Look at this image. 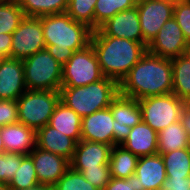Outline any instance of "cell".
<instances>
[{
  "label": "cell",
  "mask_w": 190,
  "mask_h": 190,
  "mask_svg": "<svg viewBox=\"0 0 190 190\" xmlns=\"http://www.w3.org/2000/svg\"><path fill=\"white\" fill-rule=\"evenodd\" d=\"M26 90L23 60L4 58L0 65V99L17 101Z\"/></svg>",
  "instance_id": "e0dca14e"
},
{
  "label": "cell",
  "mask_w": 190,
  "mask_h": 190,
  "mask_svg": "<svg viewBox=\"0 0 190 190\" xmlns=\"http://www.w3.org/2000/svg\"><path fill=\"white\" fill-rule=\"evenodd\" d=\"M173 92L171 59L146 52L119 83L121 95L136 100Z\"/></svg>",
  "instance_id": "6da1fadb"
},
{
  "label": "cell",
  "mask_w": 190,
  "mask_h": 190,
  "mask_svg": "<svg viewBox=\"0 0 190 190\" xmlns=\"http://www.w3.org/2000/svg\"><path fill=\"white\" fill-rule=\"evenodd\" d=\"M82 174L98 190H104L112 178L109 164L99 165V168L86 169Z\"/></svg>",
  "instance_id": "e575fe53"
},
{
  "label": "cell",
  "mask_w": 190,
  "mask_h": 190,
  "mask_svg": "<svg viewBox=\"0 0 190 190\" xmlns=\"http://www.w3.org/2000/svg\"><path fill=\"white\" fill-rule=\"evenodd\" d=\"M112 146L104 143L80 140L75 147L70 167L83 173L86 169L109 164Z\"/></svg>",
  "instance_id": "9a60e30c"
},
{
  "label": "cell",
  "mask_w": 190,
  "mask_h": 190,
  "mask_svg": "<svg viewBox=\"0 0 190 190\" xmlns=\"http://www.w3.org/2000/svg\"><path fill=\"white\" fill-rule=\"evenodd\" d=\"M90 44L103 75L118 83L147 52L143 42L111 36H92Z\"/></svg>",
  "instance_id": "3957f363"
},
{
  "label": "cell",
  "mask_w": 190,
  "mask_h": 190,
  "mask_svg": "<svg viewBox=\"0 0 190 190\" xmlns=\"http://www.w3.org/2000/svg\"><path fill=\"white\" fill-rule=\"evenodd\" d=\"M46 48L40 17H26L12 33L11 58L24 60Z\"/></svg>",
  "instance_id": "9c48e42d"
},
{
  "label": "cell",
  "mask_w": 190,
  "mask_h": 190,
  "mask_svg": "<svg viewBox=\"0 0 190 190\" xmlns=\"http://www.w3.org/2000/svg\"><path fill=\"white\" fill-rule=\"evenodd\" d=\"M26 190H53V189L49 186L38 184V185H36L30 189H26Z\"/></svg>",
  "instance_id": "60d3db41"
},
{
  "label": "cell",
  "mask_w": 190,
  "mask_h": 190,
  "mask_svg": "<svg viewBox=\"0 0 190 190\" xmlns=\"http://www.w3.org/2000/svg\"><path fill=\"white\" fill-rule=\"evenodd\" d=\"M53 190H98L90 184L82 173L69 167L64 175L52 187Z\"/></svg>",
  "instance_id": "1f68e13d"
},
{
  "label": "cell",
  "mask_w": 190,
  "mask_h": 190,
  "mask_svg": "<svg viewBox=\"0 0 190 190\" xmlns=\"http://www.w3.org/2000/svg\"><path fill=\"white\" fill-rule=\"evenodd\" d=\"M4 151L28 155L36 147V130L22 123L0 126Z\"/></svg>",
  "instance_id": "ac0fdd59"
},
{
  "label": "cell",
  "mask_w": 190,
  "mask_h": 190,
  "mask_svg": "<svg viewBox=\"0 0 190 190\" xmlns=\"http://www.w3.org/2000/svg\"><path fill=\"white\" fill-rule=\"evenodd\" d=\"M12 34H0V56L11 58Z\"/></svg>",
  "instance_id": "f35d334b"
},
{
  "label": "cell",
  "mask_w": 190,
  "mask_h": 190,
  "mask_svg": "<svg viewBox=\"0 0 190 190\" xmlns=\"http://www.w3.org/2000/svg\"><path fill=\"white\" fill-rule=\"evenodd\" d=\"M26 17L64 13L68 0H17Z\"/></svg>",
  "instance_id": "4316f807"
},
{
  "label": "cell",
  "mask_w": 190,
  "mask_h": 190,
  "mask_svg": "<svg viewBox=\"0 0 190 190\" xmlns=\"http://www.w3.org/2000/svg\"><path fill=\"white\" fill-rule=\"evenodd\" d=\"M173 18L180 26L184 38L190 44V0H178L175 3Z\"/></svg>",
  "instance_id": "836d02e7"
},
{
  "label": "cell",
  "mask_w": 190,
  "mask_h": 190,
  "mask_svg": "<svg viewBox=\"0 0 190 190\" xmlns=\"http://www.w3.org/2000/svg\"><path fill=\"white\" fill-rule=\"evenodd\" d=\"M135 175L138 176L139 190H161L167 178L161 154L139 157Z\"/></svg>",
  "instance_id": "d6986e66"
},
{
  "label": "cell",
  "mask_w": 190,
  "mask_h": 190,
  "mask_svg": "<svg viewBox=\"0 0 190 190\" xmlns=\"http://www.w3.org/2000/svg\"><path fill=\"white\" fill-rule=\"evenodd\" d=\"M32 157L39 184L53 187L70 167L62 156L42 150L37 146L29 153Z\"/></svg>",
  "instance_id": "5bb4252c"
},
{
  "label": "cell",
  "mask_w": 190,
  "mask_h": 190,
  "mask_svg": "<svg viewBox=\"0 0 190 190\" xmlns=\"http://www.w3.org/2000/svg\"><path fill=\"white\" fill-rule=\"evenodd\" d=\"M181 122L183 124V127L187 131L190 139V106L188 104L182 112Z\"/></svg>",
  "instance_id": "ab89813d"
},
{
  "label": "cell",
  "mask_w": 190,
  "mask_h": 190,
  "mask_svg": "<svg viewBox=\"0 0 190 190\" xmlns=\"http://www.w3.org/2000/svg\"><path fill=\"white\" fill-rule=\"evenodd\" d=\"M3 60H4V57L0 56V65H1Z\"/></svg>",
  "instance_id": "bcb514c9"
},
{
  "label": "cell",
  "mask_w": 190,
  "mask_h": 190,
  "mask_svg": "<svg viewBox=\"0 0 190 190\" xmlns=\"http://www.w3.org/2000/svg\"><path fill=\"white\" fill-rule=\"evenodd\" d=\"M40 18L46 50L62 65L91 42L93 30L66 12Z\"/></svg>",
  "instance_id": "7a4b0ae2"
},
{
  "label": "cell",
  "mask_w": 190,
  "mask_h": 190,
  "mask_svg": "<svg viewBox=\"0 0 190 190\" xmlns=\"http://www.w3.org/2000/svg\"><path fill=\"white\" fill-rule=\"evenodd\" d=\"M167 178H186L190 176V148L177 149L161 155Z\"/></svg>",
  "instance_id": "484cf974"
},
{
  "label": "cell",
  "mask_w": 190,
  "mask_h": 190,
  "mask_svg": "<svg viewBox=\"0 0 190 190\" xmlns=\"http://www.w3.org/2000/svg\"><path fill=\"white\" fill-rule=\"evenodd\" d=\"M36 170L33 164L32 157L23 155L21 165L16 171L13 179L9 183L11 190H26L38 185Z\"/></svg>",
  "instance_id": "f546056e"
},
{
  "label": "cell",
  "mask_w": 190,
  "mask_h": 190,
  "mask_svg": "<svg viewBox=\"0 0 190 190\" xmlns=\"http://www.w3.org/2000/svg\"><path fill=\"white\" fill-rule=\"evenodd\" d=\"M8 1H12V0H0V2H8Z\"/></svg>",
  "instance_id": "7dc6e473"
},
{
  "label": "cell",
  "mask_w": 190,
  "mask_h": 190,
  "mask_svg": "<svg viewBox=\"0 0 190 190\" xmlns=\"http://www.w3.org/2000/svg\"><path fill=\"white\" fill-rule=\"evenodd\" d=\"M23 160L22 154L4 152L0 154V183H10Z\"/></svg>",
  "instance_id": "d6a6232c"
},
{
  "label": "cell",
  "mask_w": 190,
  "mask_h": 190,
  "mask_svg": "<svg viewBox=\"0 0 190 190\" xmlns=\"http://www.w3.org/2000/svg\"><path fill=\"white\" fill-rule=\"evenodd\" d=\"M158 154L169 153L177 149L190 148V139L180 121L170 124L158 132Z\"/></svg>",
  "instance_id": "603a6c76"
},
{
  "label": "cell",
  "mask_w": 190,
  "mask_h": 190,
  "mask_svg": "<svg viewBox=\"0 0 190 190\" xmlns=\"http://www.w3.org/2000/svg\"><path fill=\"white\" fill-rule=\"evenodd\" d=\"M24 18L17 0L0 2V34H12Z\"/></svg>",
  "instance_id": "f1b7e54d"
},
{
  "label": "cell",
  "mask_w": 190,
  "mask_h": 190,
  "mask_svg": "<svg viewBox=\"0 0 190 190\" xmlns=\"http://www.w3.org/2000/svg\"><path fill=\"white\" fill-rule=\"evenodd\" d=\"M76 142L65 134L49 126L39 128L36 131V146L71 161Z\"/></svg>",
  "instance_id": "ffe728a7"
},
{
  "label": "cell",
  "mask_w": 190,
  "mask_h": 190,
  "mask_svg": "<svg viewBox=\"0 0 190 190\" xmlns=\"http://www.w3.org/2000/svg\"><path fill=\"white\" fill-rule=\"evenodd\" d=\"M161 1L168 3H176L178 0H161Z\"/></svg>",
  "instance_id": "ee69618b"
},
{
  "label": "cell",
  "mask_w": 190,
  "mask_h": 190,
  "mask_svg": "<svg viewBox=\"0 0 190 190\" xmlns=\"http://www.w3.org/2000/svg\"><path fill=\"white\" fill-rule=\"evenodd\" d=\"M137 0H97L95 13V30L116 13L135 7Z\"/></svg>",
  "instance_id": "83f0119b"
},
{
  "label": "cell",
  "mask_w": 190,
  "mask_h": 190,
  "mask_svg": "<svg viewBox=\"0 0 190 190\" xmlns=\"http://www.w3.org/2000/svg\"><path fill=\"white\" fill-rule=\"evenodd\" d=\"M173 92L179 99L190 102V58L184 54L171 59Z\"/></svg>",
  "instance_id": "cb8c5ba5"
},
{
  "label": "cell",
  "mask_w": 190,
  "mask_h": 190,
  "mask_svg": "<svg viewBox=\"0 0 190 190\" xmlns=\"http://www.w3.org/2000/svg\"><path fill=\"white\" fill-rule=\"evenodd\" d=\"M186 55L190 58V48H189V50L186 52Z\"/></svg>",
  "instance_id": "f6af8a7d"
},
{
  "label": "cell",
  "mask_w": 190,
  "mask_h": 190,
  "mask_svg": "<svg viewBox=\"0 0 190 190\" xmlns=\"http://www.w3.org/2000/svg\"><path fill=\"white\" fill-rule=\"evenodd\" d=\"M158 133L147 123L141 121L131 128L127 139L121 144L138 158L158 153Z\"/></svg>",
  "instance_id": "44dd1931"
},
{
  "label": "cell",
  "mask_w": 190,
  "mask_h": 190,
  "mask_svg": "<svg viewBox=\"0 0 190 190\" xmlns=\"http://www.w3.org/2000/svg\"><path fill=\"white\" fill-rule=\"evenodd\" d=\"M161 190H190V176L186 178H166Z\"/></svg>",
  "instance_id": "74e56055"
},
{
  "label": "cell",
  "mask_w": 190,
  "mask_h": 190,
  "mask_svg": "<svg viewBox=\"0 0 190 190\" xmlns=\"http://www.w3.org/2000/svg\"><path fill=\"white\" fill-rule=\"evenodd\" d=\"M113 121V146L121 145L129 136L131 128L142 121V112L138 100L119 95L109 106Z\"/></svg>",
  "instance_id": "30bf717a"
},
{
  "label": "cell",
  "mask_w": 190,
  "mask_h": 190,
  "mask_svg": "<svg viewBox=\"0 0 190 190\" xmlns=\"http://www.w3.org/2000/svg\"><path fill=\"white\" fill-rule=\"evenodd\" d=\"M0 190H11L8 183H0Z\"/></svg>",
  "instance_id": "b9f144b4"
},
{
  "label": "cell",
  "mask_w": 190,
  "mask_h": 190,
  "mask_svg": "<svg viewBox=\"0 0 190 190\" xmlns=\"http://www.w3.org/2000/svg\"><path fill=\"white\" fill-rule=\"evenodd\" d=\"M175 3L161 0H137L143 43L148 46L165 22L173 17Z\"/></svg>",
  "instance_id": "8fae6325"
},
{
  "label": "cell",
  "mask_w": 190,
  "mask_h": 190,
  "mask_svg": "<svg viewBox=\"0 0 190 190\" xmlns=\"http://www.w3.org/2000/svg\"><path fill=\"white\" fill-rule=\"evenodd\" d=\"M97 0H68L66 13L75 21L95 31V5Z\"/></svg>",
  "instance_id": "4dcf8cb0"
},
{
  "label": "cell",
  "mask_w": 190,
  "mask_h": 190,
  "mask_svg": "<svg viewBox=\"0 0 190 190\" xmlns=\"http://www.w3.org/2000/svg\"><path fill=\"white\" fill-rule=\"evenodd\" d=\"M60 101L81 118L108 108L119 95V83L111 78L79 87H61Z\"/></svg>",
  "instance_id": "277c9868"
},
{
  "label": "cell",
  "mask_w": 190,
  "mask_h": 190,
  "mask_svg": "<svg viewBox=\"0 0 190 190\" xmlns=\"http://www.w3.org/2000/svg\"><path fill=\"white\" fill-rule=\"evenodd\" d=\"M18 123L17 101L0 99V126Z\"/></svg>",
  "instance_id": "d590c367"
},
{
  "label": "cell",
  "mask_w": 190,
  "mask_h": 190,
  "mask_svg": "<svg viewBox=\"0 0 190 190\" xmlns=\"http://www.w3.org/2000/svg\"><path fill=\"white\" fill-rule=\"evenodd\" d=\"M92 36H111L143 42L137 6L116 13L93 31Z\"/></svg>",
  "instance_id": "4fadbf2b"
},
{
  "label": "cell",
  "mask_w": 190,
  "mask_h": 190,
  "mask_svg": "<svg viewBox=\"0 0 190 190\" xmlns=\"http://www.w3.org/2000/svg\"><path fill=\"white\" fill-rule=\"evenodd\" d=\"M113 121L110 107L82 117L81 140L104 143L113 147Z\"/></svg>",
  "instance_id": "2e32d148"
},
{
  "label": "cell",
  "mask_w": 190,
  "mask_h": 190,
  "mask_svg": "<svg viewBox=\"0 0 190 190\" xmlns=\"http://www.w3.org/2000/svg\"><path fill=\"white\" fill-rule=\"evenodd\" d=\"M104 190H139L138 176L133 174L125 179L112 177Z\"/></svg>",
  "instance_id": "8d00e7d4"
},
{
  "label": "cell",
  "mask_w": 190,
  "mask_h": 190,
  "mask_svg": "<svg viewBox=\"0 0 190 190\" xmlns=\"http://www.w3.org/2000/svg\"><path fill=\"white\" fill-rule=\"evenodd\" d=\"M142 121L157 133L170 124L180 121L187 103L174 93L150 96L138 100Z\"/></svg>",
  "instance_id": "52a82bcc"
},
{
  "label": "cell",
  "mask_w": 190,
  "mask_h": 190,
  "mask_svg": "<svg viewBox=\"0 0 190 190\" xmlns=\"http://www.w3.org/2000/svg\"><path fill=\"white\" fill-rule=\"evenodd\" d=\"M138 157L121 145L112 147L109 167L111 177L128 178L135 174Z\"/></svg>",
  "instance_id": "d4e9b609"
},
{
  "label": "cell",
  "mask_w": 190,
  "mask_h": 190,
  "mask_svg": "<svg viewBox=\"0 0 190 190\" xmlns=\"http://www.w3.org/2000/svg\"><path fill=\"white\" fill-rule=\"evenodd\" d=\"M97 56L91 44L82 50L75 51L63 65L62 86L79 87L103 79Z\"/></svg>",
  "instance_id": "ba28073f"
},
{
  "label": "cell",
  "mask_w": 190,
  "mask_h": 190,
  "mask_svg": "<svg viewBox=\"0 0 190 190\" xmlns=\"http://www.w3.org/2000/svg\"><path fill=\"white\" fill-rule=\"evenodd\" d=\"M27 90L59 91L62 86V68L46 48L23 60Z\"/></svg>",
  "instance_id": "5b68a950"
},
{
  "label": "cell",
  "mask_w": 190,
  "mask_h": 190,
  "mask_svg": "<svg viewBox=\"0 0 190 190\" xmlns=\"http://www.w3.org/2000/svg\"><path fill=\"white\" fill-rule=\"evenodd\" d=\"M4 143L3 140L1 139V133H0V154L4 153Z\"/></svg>",
  "instance_id": "7bdbcfd3"
},
{
  "label": "cell",
  "mask_w": 190,
  "mask_h": 190,
  "mask_svg": "<svg viewBox=\"0 0 190 190\" xmlns=\"http://www.w3.org/2000/svg\"><path fill=\"white\" fill-rule=\"evenodd\" d=\"M59 102V91L26 90L17 99L18 122L37 131L49 123Z\"/></svg>",
  "instance_id": "8992f818"
},
{
  "label": "cell",
  "mask_w": 190,
  "mask_h": 190,
  "mask_svg": "<svg viewBox=\"0 0 190 190\" xmlns=\"http://www.w3.org/2000/svg\"><path fill=\"white\" fill-rule=\"evenodd\" d=\"M81 122L82 118L60 101L54 109L48 125L78 143L81 140Z\"/></svg>",
  "instance_id": "7402d4cb"
},
{
  "label": "cell",
  "mask_w": 190,
  "mask_h": 190,
  "mask_svg": "<svg viewBox=\"0 0 190 190\" xmlns=\"http://www.w3.org/2000/svg\"><path fill=\"white\" fill-rule=\"evenodd\" d=\"M189 48L190 44L184 38L180 26L172 17L165 22L147 46V51L162 58L173 59L186 54Z\"/></svg>",
  "instance_id": "7c38bea8"
}]
</instances>
